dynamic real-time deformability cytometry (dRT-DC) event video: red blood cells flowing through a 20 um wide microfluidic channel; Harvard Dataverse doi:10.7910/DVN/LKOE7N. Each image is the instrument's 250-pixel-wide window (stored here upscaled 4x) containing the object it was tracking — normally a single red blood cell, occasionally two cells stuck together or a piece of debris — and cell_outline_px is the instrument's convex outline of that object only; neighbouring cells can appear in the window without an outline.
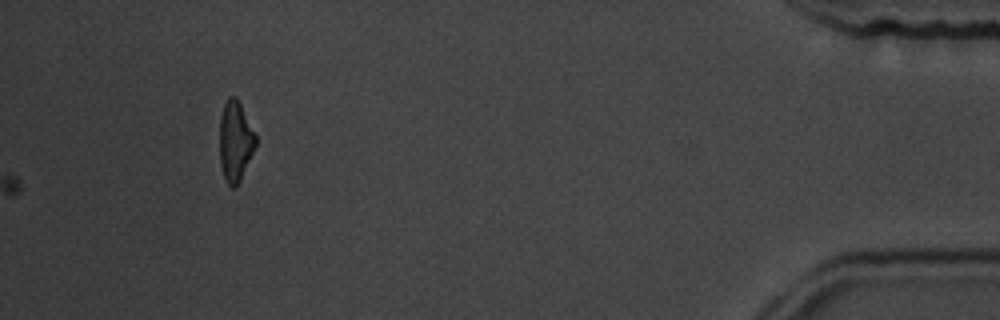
{"species": "common noctule bat (a hibernating species)", "species_latin": "Nyctalus noctula", "temperature_condition": "room temperature", "stored_images_in_passage": 16, "camera_frame_rate_fps": 3000, "um_per_image_px": 0.085, "animal": {"sex": "male", "body_mass_g": 19.5, "forearm_length_mm": 54.6}, "frame": {"image": 1, "passage_image": 16, "time_ms": 18.0, "image_size_px": [1000, 320], "cell_outline_px": [[256, 144], [240, 180], [236, 188], [232, 188], [228, 184], [224, 176], [220, 164], [220, 116], [224, 104], [228, 96], [236, 96], [256, 136]], "centroid_in_image_um": [19.98, 12.0], "position_along_channel_um": 415.2, "area_um2": 16.59}}